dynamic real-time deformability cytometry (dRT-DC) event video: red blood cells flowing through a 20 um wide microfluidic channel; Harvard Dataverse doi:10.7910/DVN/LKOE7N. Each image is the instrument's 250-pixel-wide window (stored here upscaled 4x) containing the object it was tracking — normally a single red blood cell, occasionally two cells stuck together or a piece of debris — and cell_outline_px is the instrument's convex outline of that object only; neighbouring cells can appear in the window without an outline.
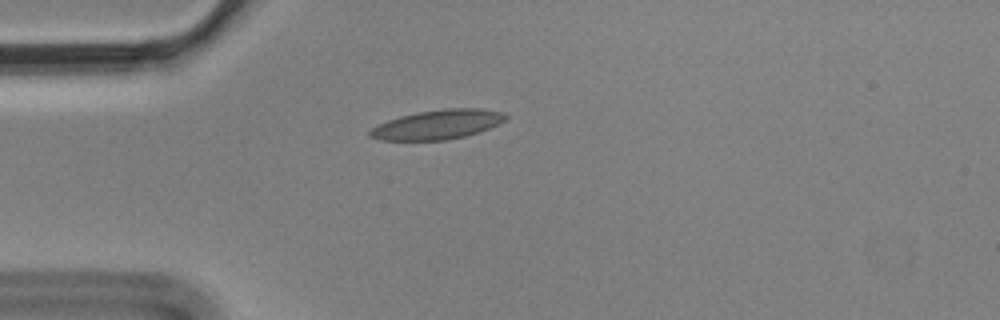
{"species": "Egyptian fruit bat (a non-hibernating species)", "species_latin": "Rousettus aegyptiacus", "temperature_condition": "cold", "stored_images_in_passage": 2, "camera_frame_rate_fps": 3000, "um_per_image_px": 0.085, "animal": {"sex": "male"}, "frame": {"image": 1, "passage_image": 2, "time_ms": 0.333, "image_size_px": [1000, 320], "cell_outline_px": [[508, 116], [500, 124], [480, 132], [448, 140], [380, 140], [368, 136], [368, 132], [376, 124], [400, 116], [416, 112], [444, 108], [480, 108], [504, 112]], "centroid_in_image_um": [37.2, 10.58], "position_along_channel_um": 47.8, "area_um2": 23.52}}